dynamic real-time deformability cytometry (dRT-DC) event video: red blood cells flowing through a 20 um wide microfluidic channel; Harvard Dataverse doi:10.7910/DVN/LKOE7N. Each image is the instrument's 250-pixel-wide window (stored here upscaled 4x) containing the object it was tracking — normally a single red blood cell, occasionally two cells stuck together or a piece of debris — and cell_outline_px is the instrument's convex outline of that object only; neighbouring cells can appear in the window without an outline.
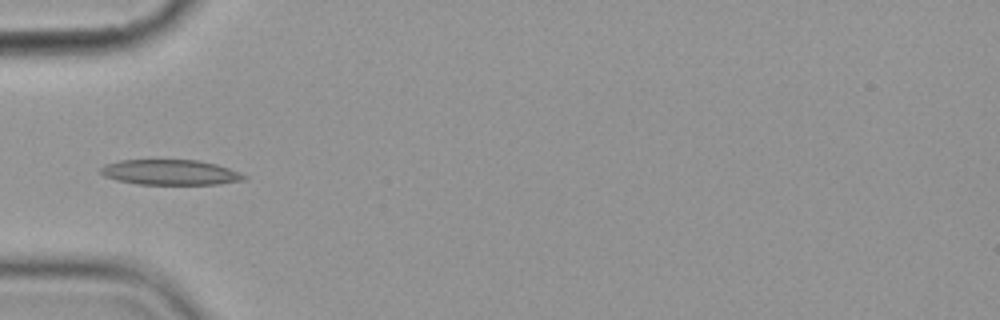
{"species": "common noctule bat (a hibernating species)", "species_latin": "Nyctalus noctula", "temperature_condition": "cold", "stored_images_in_passage": 8, "camera_frame_rate_fps": 3000, "um_per_image_px": 0.085, "animal": {"sex": "female", "body_mass_g": 19.9}, "frame": {"image": 1, "passage_image": 5, "time_ms": 5.333, "image_size_px": [1000, 320], "cell_outline_px": [[248, 176], [244, 180], [220, 184], [136, 184], [116, 180], [104, 176], [100, 172], [100, 168], [104, 164], [120, 160], [200, 160], [216, 164], [240, 172]], "centroid_in_image_um": [14.47, 14.64], "position_along_channel_um": 70.5, "area_um2": 21.21}}
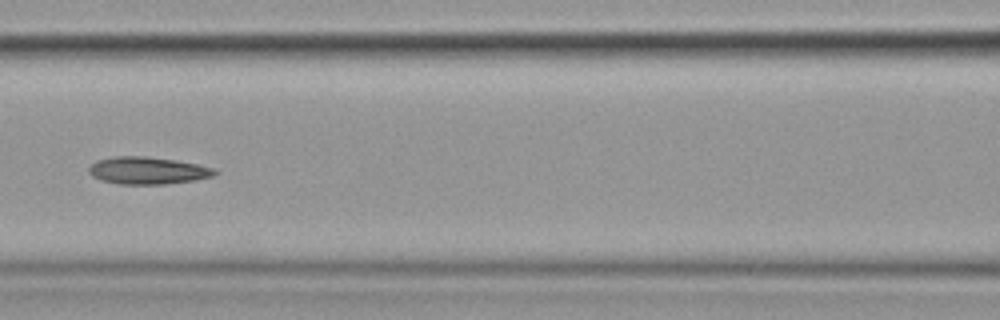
{"frame": {"image": 2, "passage_image": 7, "time_ms": 7.667, "image_size_px": [1000, 320], "cell_outline_px": [[220, 172], [212, 176], [196, 180], [164, 184], [120, 184], [100, 180], [92, 176], [88, 172], [88, 168], [96, 160], [116, 156], [144, 156], [176, 160], [216, 168]], "centroid_in_image_um": [12.56, 14.49], "position_along_channel_um": 154.0, "area_um2": 20.11}}
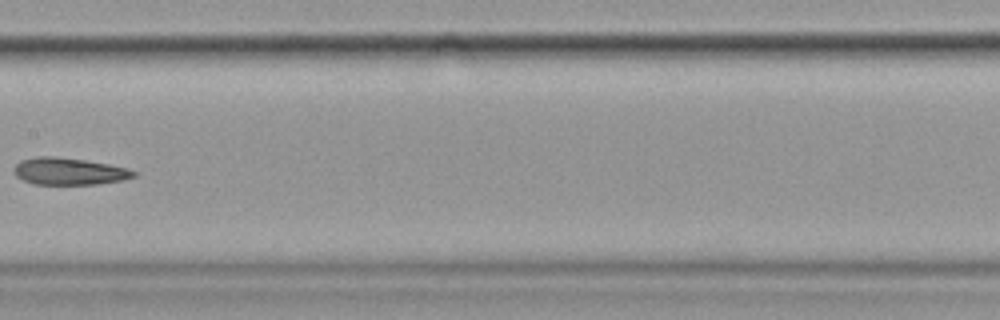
{"frame": {"image": 3, "passage_image": 8, "time_ms": 9.0, "image_size_px": [1000, 320], "cell_outline_px": [[136, 176], [124, 180], [96, 184], [36, 184], [24, 180], [16, 176], [12, 172], [12, 168], [20, 160], [36, 156], [52, 156], [84, 160], [108, 164], [128, 168], [136, 172]], "centroid_in_image_um": [5.85, 14.56], "position_along_channel_um": 201.6, "area_um2": 18.9}}